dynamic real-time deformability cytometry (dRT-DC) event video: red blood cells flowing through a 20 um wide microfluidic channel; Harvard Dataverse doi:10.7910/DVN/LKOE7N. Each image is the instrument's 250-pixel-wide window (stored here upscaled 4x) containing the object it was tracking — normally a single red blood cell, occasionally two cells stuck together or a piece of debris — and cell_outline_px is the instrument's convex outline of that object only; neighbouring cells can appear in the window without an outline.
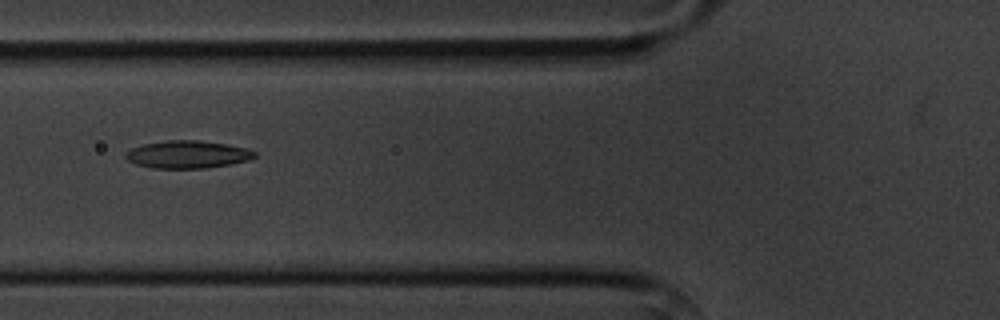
{"species": "common noctule bat (a hibernating species)", "species_latin": "Nyctalus noctula", "temperature_condition": "cold", "stored_images_in_passage": 4, "camera_frame_rate_fps": 3000, "um_per_image_px": 0.085, "animal": {"sex": "male", "body_mass_g": 20.1, "forearm_length_mm": 53.5}, "frame": {"image": 1, "passage_image": 4, "time_ms": 3.333, "image_size_px": [1000, 320], "cell_outline_px": [[256, 156], [252, 160], [204, 168], [152, 168], [136, 164], [128, 160], [124, 156], [124, 152], [132, 148], [144, 144], [168, 140], [196, 140], [228, 144], [244, 148], [256, 152]], "centroid_in_image_um": [15.93, 13.13], "position_along_channel_um": 109.9, "area_um2": 20.69}}